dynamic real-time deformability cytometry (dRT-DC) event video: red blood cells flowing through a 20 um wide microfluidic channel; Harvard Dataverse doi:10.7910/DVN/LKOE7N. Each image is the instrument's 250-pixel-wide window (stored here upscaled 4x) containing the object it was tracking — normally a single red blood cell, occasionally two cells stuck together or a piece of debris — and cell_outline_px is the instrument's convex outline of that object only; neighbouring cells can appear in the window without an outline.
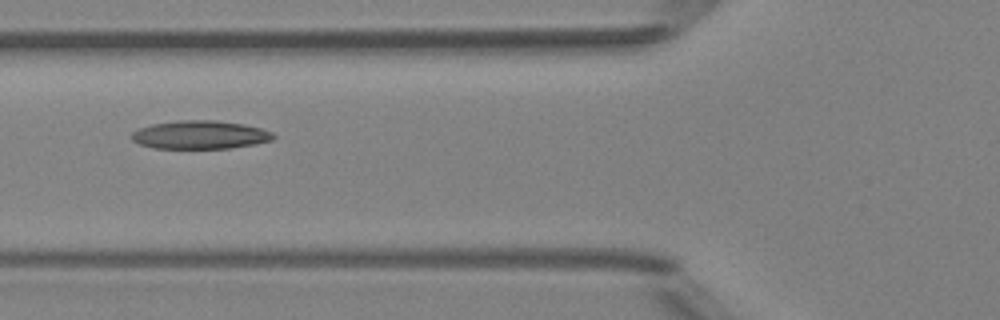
{"species": "Egyptian fruit bat (a non-hibernating species)", "species_latin": "Rousettus aegyptiacus", "temperature_condition": "room temperature", "stored_images_in_passage": 5, "camera_frame_rate_fps": 3000, "um_per_image_px": 0.085, "animal": {"sex": "female"}, "frame": {"image": 1, "passage_image": 5, "time_ms": 5.333, "image_size_px": [1000, 320], "cell_outline_px": [[276, 136], [272, 140], [256, 144], [228, 148], [156, 148], [140, 144], [132, 140], [132, 132], [140, 128], [152, 124], [180, 120], [216, 120], [244, 124], [260, 128], [272, 132]], "centroid_in_image_um": [17.03, 11.45], "position_along_channel_um": 108.8, "area_um2": 23.29}}